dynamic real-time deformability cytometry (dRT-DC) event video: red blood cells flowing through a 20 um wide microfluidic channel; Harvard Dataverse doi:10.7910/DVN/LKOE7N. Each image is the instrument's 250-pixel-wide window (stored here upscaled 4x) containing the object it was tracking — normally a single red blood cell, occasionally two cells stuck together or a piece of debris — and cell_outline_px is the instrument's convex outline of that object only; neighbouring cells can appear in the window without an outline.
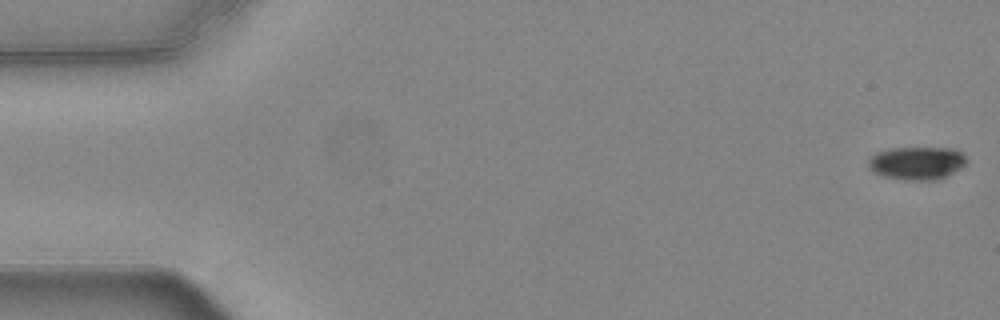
{"species": "common noctule bat (a hibernating species)", "species_latin": "Nyctalus noctula", "temperature_condition": "warm", "stored_images_in_passage": 17, "camera_frame_rate_fps": 3000, "um_per_image_px": 0.085, "animal": {"sex": "female", "body_mass_g": 24.6, "forearm_length_mm": 56.2}, "frame": {"image": 1, "passage_image": 1, "time_ms": 0.0, "image_size_px": [1000, 320], "cell_outline_px": [[968, 160], [960, 168], [936, 180], [904, 180], [880, 176], [872, 172], [868, 168], [868, 160], [876, 152], [888, 148], [956, 148]], "centroid_in_image_um": [77.87, 13.86], "position_along_channel_um": 7.1, "area_um2": 19.02}}
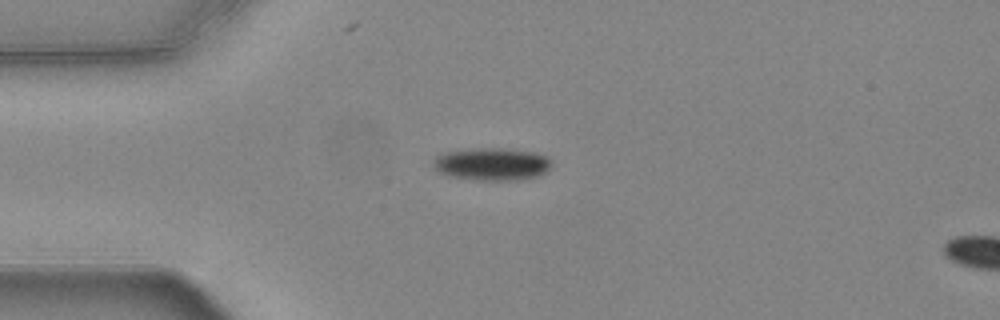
{"frame": {"image": 2, "passage_image": 14, "time_ms": 4.333, "image_size_px": [1000, 320], "cell_outline_px": [[552, 164], [540, 176], [516, 180], [476, 180], [448, 176], [432, 168], [432, 160], [436, 156], [444, 152], [476, 148], [504, 148], [536, 152], [548, 156], [552, 160]], "centroid_in_image_um": [41.8, 13.94], "position_along_channel_um": 43.2, "area_um2": 22.83}}